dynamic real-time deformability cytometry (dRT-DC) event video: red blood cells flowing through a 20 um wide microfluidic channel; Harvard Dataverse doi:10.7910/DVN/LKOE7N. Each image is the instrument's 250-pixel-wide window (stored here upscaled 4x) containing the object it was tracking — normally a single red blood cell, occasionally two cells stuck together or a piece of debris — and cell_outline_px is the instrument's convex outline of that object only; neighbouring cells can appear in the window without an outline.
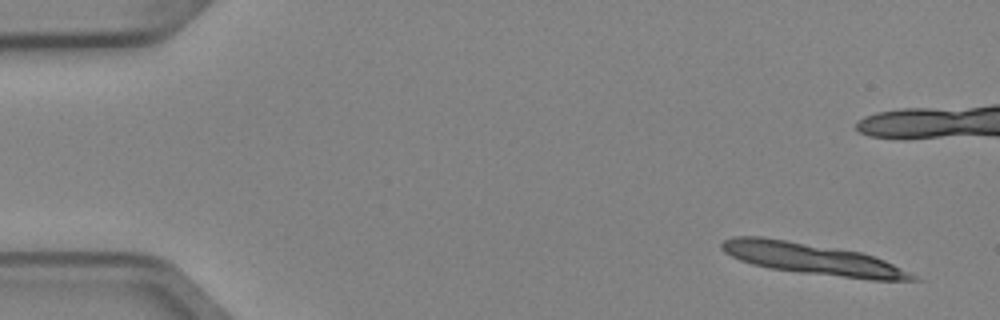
{"species": "Egyptian fruit bat (a non-hibernating species)", "species_latin": "Rousettus aegyptiacus", "temperature_condition": "cold", "stored_images_in_passage": 3, "camera_frame_rate_fps": 3000, "um_per_image_px": 0.085, "animal": {"sex": "female"}, "frame": {"image": 1, "passage_image": 1, "time_ms": 0.0, "image_size_px": [1000, 320], "cell_outline_px": [[924, 280], [872, 280], [800, 272], [768, 268], [752, 264], [740, 260], [724, 252], [720, 248], [720, 244], [724, 240], [732, 236], [764, 236], [860, 252], [884, 260]], "centroid_in_image_um": [68.98, 21.99], "position_along_channel_um": 16.0, "area_um2": 34.51}}